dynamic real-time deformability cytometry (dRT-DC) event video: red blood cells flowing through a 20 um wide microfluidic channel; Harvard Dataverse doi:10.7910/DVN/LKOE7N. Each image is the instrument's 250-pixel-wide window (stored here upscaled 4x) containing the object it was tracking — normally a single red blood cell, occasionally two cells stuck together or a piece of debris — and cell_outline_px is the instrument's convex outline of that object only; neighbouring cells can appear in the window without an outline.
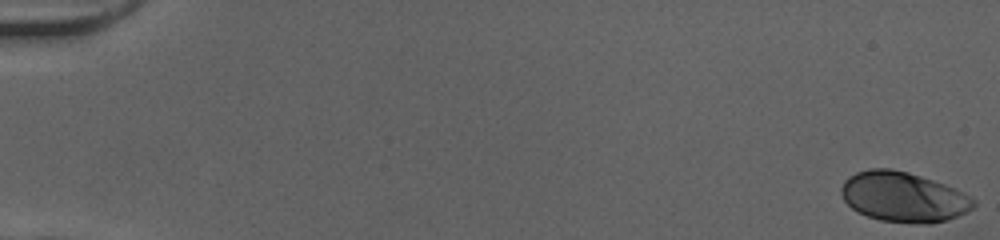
{"species": "human", "species_latin": "Homo sapiens", "temperature_condition": "cold", "stored_images_in_passage": 47, "camera_frame_rate_fps": 3000, "um_per_image_px": 0.085, "donor": {"sex": "female"}, "frame": {"image": 1, "passage_image": 1, "time_ms": 0.0, "image_size_px": [1000, 240], "cell_outline_px": [[976, 204], [968, 212], [948, 220], [932, 224], [912, 224], [880, 220], [856, 212], [844, 200], [840, 192], [840, 188], [844, 180], [848, 176], [856, 172], [868, 168], [892, 168], [908, 172], [944, 184], [976, 200]], "centroid_in_image_um": [76.76, 16.75], "position_along_channel_um": 8.2, "area_um2": 38.84}}
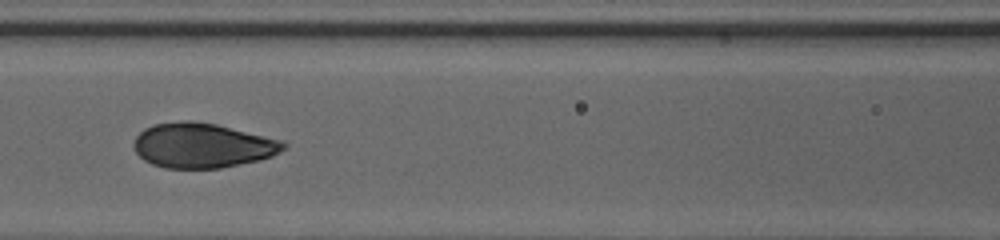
{"frame": {"image": 2, "passage_image": 25, "time_ms": 8.0, "image_size_px": [1000, 240], "cell_outline_px": [[288, 148], [272, 156], [260, 160], [220, 168], [164, 168], [152, 164], [144, 160], [136, 152], [132, 144], [136, 136], [144, 128], [152, 124], [184, 120], [188, 120], [216, 124], [284, 140], [288, 144]], "centroid_in_image_um": [17.23, 12.36], "position_along_channel_um": 149.4, "area_um2": 39.42}}
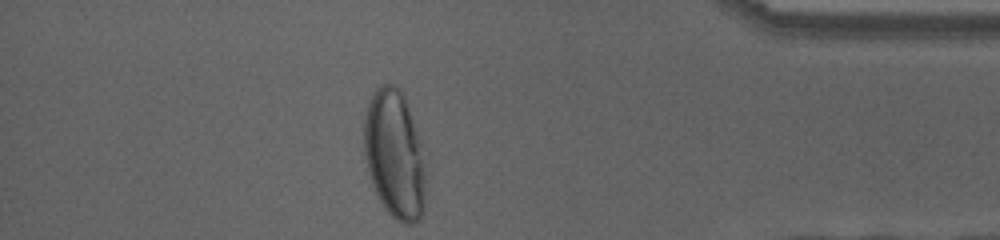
{"frame": {"image": 3, "passage_image": 46, "time_ms": 15.0, "image_size_px": [1000, 240], "cell_outline_px": [[432, 152], [424, 212], [420, 220], [416, 224], [404, 224], [396, 220], [384, 208], [372, 184], [364, 152], [364, 116], [368, 104], [376, 88], [380, 84], [396, 84], [400, 88]], "centroid_in_image_um": [33.71, 13.14], "position_along_channel_um": 401.5, "area_um2": 49.53}, "authors_computed_cell_mechanics": {"area_um2": 38.726, "velocity_mm_per_s": 4.0352, "shape_relaxation_time_tau1_ms": 4.5477, "shape_relaxation_time_tau2_ms": null, "deformation_change_tau1": 0.1976, "deformation_change_tau2": null}}